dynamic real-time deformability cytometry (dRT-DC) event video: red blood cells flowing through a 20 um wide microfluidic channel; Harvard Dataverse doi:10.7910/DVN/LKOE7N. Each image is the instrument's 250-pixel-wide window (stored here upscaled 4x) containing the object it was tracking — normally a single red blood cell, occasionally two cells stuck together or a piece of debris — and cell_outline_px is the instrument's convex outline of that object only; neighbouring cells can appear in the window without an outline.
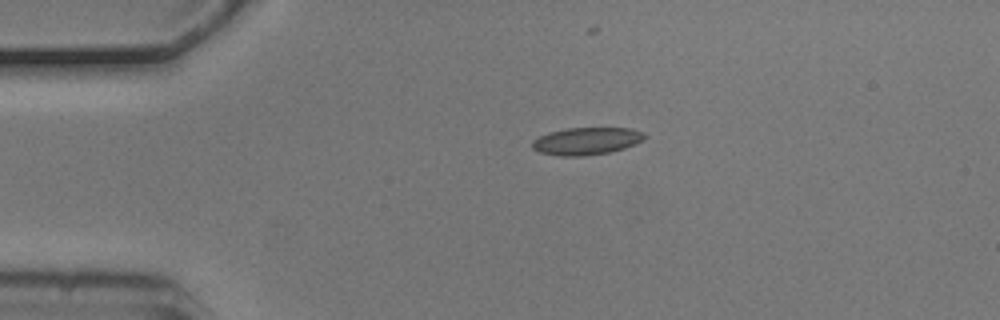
{"species": "common noctule bat (a hibernating species)", "species_latin": "Nyctalus noctula", "temperature_condition": "cold", "stored_images_in_passage": 2, "camera_frame_rate_fps": 3000, "um_per_image_px": 0.085, "animal": {"sex": "male", "body_mass_g": 20.5, "forearm_length_mm": 52.5}, "frame": {"image": 1, "passage_image": 1, "time_ms": 0.0, "image_size_px": [1000, 320], "cell_outline_px": [[648, 136], [644, 140], [636, 144], [624, 148], [608, 152], [580, 156], [560, 156], [540, 152], [532, 148], [532, 140], [548, 132], [568, 128], [632, 128], [644, 132]], "centroid_in_image_um": [49.88, 11.98], "position_along_channel_um": 35.1, "area_um2": 17.98}}